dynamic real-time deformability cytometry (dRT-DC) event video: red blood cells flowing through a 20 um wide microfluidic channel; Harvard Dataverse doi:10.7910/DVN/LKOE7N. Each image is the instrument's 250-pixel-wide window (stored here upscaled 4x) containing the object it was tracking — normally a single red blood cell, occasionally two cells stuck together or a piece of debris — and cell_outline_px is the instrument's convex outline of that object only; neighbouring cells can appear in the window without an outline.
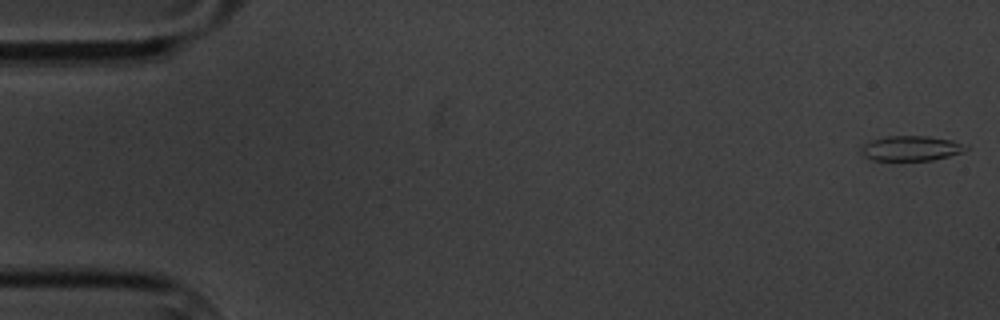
{"species": "common noctule bat (a hibernating species)", "species_latin": "Nyctalus noctula", "temperature_condition": "cold", "stored_images_in_passage": 10, "camera_frame_rate_fps": 3000, "um_per_image_px": 0.085, "animal": {"sex": "male", "body_mass_g": 20.1, "forearm_length_mm": 53.5}, "frame": {"image": 1, "passage_image": 1, "time_ms": 0.0, "image_size_px": [1000, 320], "cell_outline_px": [[968, 148], [964, 152], [932, 160], [872, 160], [864, 156], [860, 152], [860, 144], [872, 140], [888, 136], [928, 136], [952, 140], [968, 144]], "centroid_in_image_um": [77.44, 12.6], "position_along_channel_um": 7.6, "area_um2": 15.43}}